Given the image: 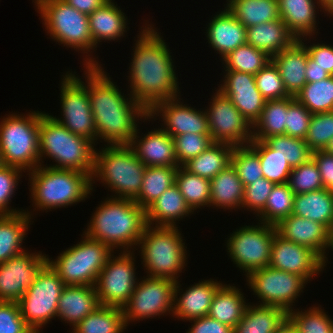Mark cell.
Returning <instances> with one entry per match:
<instances>
[{
	"label": "cell",
	"mask_w": 333,
	"mask_h": 333,
	"mask_svg": "<svg viewBox=\"0 0 333 333\" xmlns=\"http://www.w3.org/2000/svg\"><path fill=\"white\" fill-rule=\"evenodd\" d=\"M210 190V206L213 208H242L244 186L232 164L210 180Z\"/></svg>",
	"instance_id": "d590c367"
},
{
	"label": "cell",
	"mask_w": 333,
	"mask_h": 333,
	"mask_svg": "<svg viewBox=\"0 0 333 333\" xmlns=\"http://www.w3.org/2000/svg\"><path fill=\"white\" fill-rule=\"evenodd\" d=\"M271 60L279 70L287 93L295 97L307 84L305 71L308 61V50L297 40L290 48L275 54Z\"/></svg>",
	"instance_id": "83f0119b"
},
{
	"label": "cell",
	"mask_w": 333,
	"mask_h": 333,
	"mask_svg": "<svg viewBox=\"0 0 333 333\" xmlns=\"http://www.w3.org/2000/svg\"><path fill=\"white\" fill-rule=\"evenodd\" d=\"M87 92L96 126V142L103 139L107 145L129 144L139 120L149 119L148 111L130 94L124 96L102 66H87Z\"/></svg>",
	"instance_id": "7a4b0ae2"
},
{
	"label": "cell",
	"mask_w": 333,
	"mask_h": 333,
	"mask_svg": "<svg viewBox=\"0 0 333 333\" xmlns=\"http://www.w3.org/2000/svg\"><path fill=\"white\" fill-rule=\"evenodd\" d=\"M176 184L165 190L146 208L147 224L178 227L177 221L193 214Z\"/></svg>",
	"instance_id": "f1b7e54d"
},
{
	"label": "cell",
	"mask_w": 333,
	"mask_h": 333,
	"mask_svg": "<svg viewBox=\"0 0 333 333\" xmlns=\"http://www.w3.org/2000/svg\"><path fill=\"white\" fill-rule=\"evenodd\" d=\"M292 214L321 223L333 234V192L323 188L295 194Z\"/></svg>",
	"instance_id": "d6a6232c"
},
{
	"label": "cell",
	"mask_w": 333,
	"mask_h": 333,
	"mask_svg": "<svg viewBox=\"0 0 333 333\" xmlns=\"http://www.w3.org/2000/svg\"><path fill=\"white\" fill-rule=\"evenodd\" d=\"M246 40L247 44L265 52L271 58L297 41L280 18L249 26L246 28Z\"/></svg>",
	"instance_id": "4dcf8cb0"
},
{
	"label": "cell",
	"mask_w": 333,
	"mask_h": 333,
	"mask_svg": "<svg viewBox=\"0 0 333 333\" xmlns=\"http://www.w3.org/2000/svg\"><path fill=\"white\" fill-rule=\"evenodd\" d=\"M253 295L260 299L257 304L282 308L287 313L295 307V301L308 284L300 275L267 266L254 270L246 276ZM294 303V304H293Z\"/></svg>",
	"instance_id": "5bb4252c"
},
{
	"label": "cell",
	"mask_w": 333,
	"mask_h": 333,
	"mask_svg": "<svg viewBox=\"0 0 333 333\" xmlns=\"http://www.w3.org/2000/svg\"><path fill=\"white\" fill-rule=\"evenodd\" d=\"M321 308L315 305L305 312L293 309L288 313V319L299 333H333V320Z\"/></svg>",
	"instance_id": "7dc6e473"
},
{
	"label": "cell",
	"mask_w": 333,
	"mask_h": 333,
	"mask_svg": "<svg viewBox=\"0 0 333 333\" xmlns=\"http://www.w3.org/2000/svg\"><path fill=\"white\" fill-rule=\"evenodd\" d=\"M142 279V280H141ZM128 302L122 307L125 323L173 315L176 282L165 278L141 277Z\"/></svg>",
	"instance_id": "9a60e30c"
},
{
	"label": "cell",
	"mask_w": 333,
	"mask_h": 333,
	"mask_svg": "<svg viewBox=\"0 0 333 333\" xmlns=\"http://www.w3.org/2000/svg\"><path fill=\"white\" fill-rule=\"evenodd\" d=\"M225 7L246 28L280 18L278 0H227Z\"/></svg>",
	"instance_id": "74e56055"
},
{
	"label": "cell",
	"mask_w": 333,
	"mask_h": 333,
	"mask_svg": "<svg viewBox=\"0 0 333 333\" xmlns=\"http://www.w3.org/2000/svg\"><path fill=\"white\" fill-rule=\"evenodd\" d=\"M99 306L95 286L66 285L58 301L57 317L73 328Z\"/></svg>",
	"instance_id": "4316f807"
},
{
	"label": "cell",
	"mask_w": 333,
	"mask_h": 333,
	"mask_svg": "<svg viewBox=\"0 0 333 333\" xmlns=\"http://www.w3.org/2000/svg\"><path fill=\"white\" fill-rule=\"evenodd\" d=\"M312 113L296 99L288 106L286 135L305 139Z\"/></svg>",
	"instance_id": "6f0895ef"
},
{
	"label": "cell",
	"mask_w": 333,
	"mask_h": 333,
	"mask_svg": "<svg viewBox=\"0 0 333 333\" xmlns=\"http://www.w3.org/2000/svg\"><path fill=\"white\" fill-rule=\"evenodd\" d=\"M234 146L214 142L203 153L186 162L183 167L190 173L211 180L231 165Z\"/></svg>",
	"instance_id": "8d00e7d4"
},
{
	"label": "cell",
	"mask_w": 333,
	"mask_h": 333,
	"mask_svg": "<svg viewBox=\"0 0 333 333\" xmlns=\"http://www.w3.org/2000/svg\"><path fill=\"white\" fill-rule=\"evenodd\" d=\"M317 6L324 15L327 13L316 0H278L280 19L297 40L308 37L311 41L310 38L314 39L313 35H317Z\"/></svg>",
	"instance_id": "484cf974"
},
{
	"label": "cell",
	"mask_w": 333,
	"mask_h": 333,
	"mask_svg": "<svg viewBox=\"0 0 333 333\" xmlns=\"http://www.w3.org/2000/svg\"><path fill=\"white\" fill-rule=\"evenodd\" d=\"M178 228L146 226L137 246L148 277L179 280L187 265L188 253Z\"/></svg>",
	"instance_id": "ba28073f"
},
{
	"label": "cell",
	"mask_w": 333,
	"mask_h": 333,
	"mask_svg": "<svg viewBox=\"0 0 333 333\" xmlns=\"http://www.w3.org/2000/svg\"><path fill=\"white\" fill-rule=\"evenodd\" d=\"M181 100L176 97L158 102L148 112L149 119L155 121L156 117L160 115L159 119H163L161 121L164 122L161 128L172 138L186 133L210 135L206 111L204 109L197 110L189 104H184Z\"/></svg>",
	"instance_id": "d6986e66"
},
{
	"label": "cell",
	"mask_w": 333,
	"mask_h": 333,
	"mask_svg": "<svg viewBox=\"0 0 333 333\" xmlns=\"http://www.w3.org/2000/svg\"><path fill=\"white\" fill-rule=\"evenodd\" d=\"M274 185L273 182L262 177L244 186L242 208L258 215L264 209Z\"/></svg>",
	"instance_id": "9f6ffc18"
},
{
	"label": "cell",
	"mask_w": 333,
	"mask_h": 333,
	"mask_svg": "<svg viewBox=\"0 0 333 333\" xmlns=\"http://www.w3.org/2000/svg\"><path fill=\"white\" fill-rule=\"evenodd\" d=\"M33 215L32 211L26 209L24 212L0 215V263L25 251L22 242L33 222Z\"/></svg>",
	"instance_id": "1f68e13d"
},
{
	"label": "cell",
	"mask_w": 333,
	"mask_h": 333,
	"mask_svg": "<svg viewBox=\"0 0 333 333\" xmlns=\"http://www.w3.org/2000/svg\"><path fill=\"white\" fill-rule=\"evenodd\" d=\"M218 90L227 96L238 111L253 126L260 118L266 100L255 84L254 75L225 70Z\"/></svg>",
	"instance_id": "44dd1931"
},
{
	"label": "cell",
	"mask_w": 333,
	"mask_h": 333,
	"mask_svg": "<svg viewBox=\"0 0 333 333\" xmlns=\"http://www.w3.org/2000/svg\"><path fill=\"white\" fill-rule=\"evenodd\" d=\"M307 37L300 38L299 41L308 50L309 56L315 60L316 65L325 69L331 76H333V46L327 43H313L312 45H307L304 42Z\"/></svg>",
	"instance_id": "91938a15"
},
{
	"label": "cell",
	"mask_w": 333,
	"mask_h": 333,
	"mask_svg": "<svg viewBox=\"0 0 333 333\" xmlns=\"http://www.w3.org/2000/svg\"><path fill=\"white\" fill-rule=\"evenodd\" d=\"M175 184L186 203L194 212L201 207H210V180L190 173L183 166L178 167Z\"/></svg>",
	"instance_id": "b9f144b4"
},
{
	"label": "cell",
	"mask_w": 333,
	"mask_h": 333,
	"mask_svg": "<svg viewBox=\"0 0 333 333\" xmlns=\"http://www.w3.org/2000/svg\"><path fill=\"white\" fill-rule=\"evenodd\" d=\"M83 67L85 83L75 75V71L62 75L60 105L63 118L54 117L53 114L50 116L73 134L89 139L96 145V126L87 92V66Z\"/></svg>",
	"instance_id": "7c38bea8"
},
{
	"label": "cell",
	"mask_w": 333,
	"mask_h": 333,
	"mask_svg": "<svg viewBox=\"0 0 333 333\" xmlns=\"http://www.w3.org/2000/svg\"><path fill=\"white\" fill-rule=\"evenodd\" d=\"M179 282L181 281L176 282L174 288L173 315L171 316L173 318L176 316L175 318L182 321L208 316L213 297L223 282L211 278L203 279L189 286L184 292L180 289L182 286Z\"/></svg>",
	"instance_id": "603a6c76"
},
{
	"label": "cell",
	"mask_w": 333,
	"mask_h": 333,
	"mask_svg": "<svg viewBox=\"0 0 333 333\" xmlns=\"http://www.w3.org/2000/svg\"><path fill=\"white\" fill-rule=\"evenodd\" d=\"M82 240L67 248L48 264L65 285L94 286L108 258L114 252L100 241L81 235Z\"/></svg>",
	"instance_id": "30bf717a"
},
{
	"label": "cell",
	"mask_w": 333,
	"mask_h": 333,
	"mask_svg": "<svg viewBox=\"0 0 333 333\" xmlns=\"http://www.w3.org/2000/svg\"><path fill=\"white\" fill-rule=\"evenodd\" d=\"M33 212H48L83 202L92 193L91 176L78 170L39 165L29 171Z\"/></svg>",
	"instance_id": "277c9868"
},
{
	"label": "cell",
	"mask_w": 333,
	"mask_h": 333,
	"mask_svg": "<svg viewBox=\"0 0 333 333\" xmlns=\"http://www.w3.org/2000/svg\"><path fill=\"white\" fill-rule=\"evenodd\" d=\"M333 138V111L312 114L304 139L312 152L324 150Z\"/></svg>",
	"instance_id": "816d5d0a"
},
{
	"label": "cell",
	"mask_w": 333,
	"mask_h": 333,
	"mask_svg": "<svg viewBox=\"0 0 333 333\" xmlns=\"http://www.w3.org/2000/svg\"><path fill=\"white\" fill-rule=\"evenodd\" d=\"M275 333H299L296 327L287 319Z\"/></svg>",
	"instance_id": "03108f58"
},
{
	"label": "cell",
	"mask_w": 333,
	"mask_h": 333,
	"mask_svg": "<svg viewBox=\"0 0 333 333\" xmlns=\"http://www.w3.org/2000/svg\"><path fill=\"white\" fill-rule=\"evenodd\" d=\"M39 141L40 165H44L43 157H49L56 164L48 167L78 170L92 176L96 145L89 139L73 134L48 113L41 111Z\"/></svg>",
	"instance_id": "5b68a950"
},
{
	"label": "cell",
	"mask_w": 333,
	"mask_h": 333,
	"mask_svg": "<svg viewBox=\"0 0 333 333\" xmlns=\"http://www.w3.org/2000/svg\"><path fill=\"white\" fill-rule=\"evenodd\" d=\"M68 5L74 7L79 12L91 14L102 7L109 0H64Z\"/></svg>",
	"instance_id": "be15d7a7"
},
{
	"label": "cell",
	"mask_w": 333,
	"mask_h": 333,
	"mask_svg": "<svg viewBox=\"0 0 333 333\" xmlns=\"http://www.w3.org/2000/svg\"><path fill=\"white\" fill-rule=\"evenodd\" d=\"M65 286L47 264L17 302L21 316L34 333H40L42 327L57 317L58 301Z\"/></svg>",
	"instance_id": "8fae6325"
},
{
	"label": "cell",
	"mask_w": 333,
	"mask_h": 333,
	"mask_svg": "<svg viewBox=\"0 0 333 333\" xmlns=\"http://www.w3.org/2000/svg\"><path fill=\"white\" fill-rule=\"evenodd\" d=\"M0 333H34L21 316L18 303L0 302Z\"/></svg>",
	"instance_id": "680465c9"
},
{
	"label": "cell",
	"mask_w": 333,
	"mask_h": 333,
	"mask_svg": "<svg viewBox=\"0 0 333 333\" xmlns=\"http://www.w3.org/2000/svg\"><path fill=\"white\" fill-rule=\"evenodd\" d=\"M145 169L128 144L105 145L95 152L92 191L95 180H101L100 183L116 194L110 197L135 200L141 190Z\"/></svg>",
	"instance_id": "8992f818"
},
{
	"label": "cell",
	"mask_w": 333,
	"mask_h": 333,
	"mask_svg": "<svg viewBox=\"0 0 333 333\" xmlns=\"http://www.w3.org/2000/svg\"><path fill=\"white\" fill-rule=\"evenodd\" d=\"M127 328L120 307L99 306L74 326V333H123Z\"/></svg>",
	"instance_id": "ab89813d"
},
{
	"label": "cell",
	"mask_w": 333,
	"mask_h": 333,
	"mask_svg": "<svg viewBox=\"0 0 333 333\" xmlns=\"http://www.w3.org/2000/svg\"><path fill=\"white\" fill-rule=\"evenodd\" d=\"M191 328L186 333H234V328L209 316L189 320Z\"/></svg>",
	"instance_id": "6125c7cd"
},
{
	"label": "cell",
	"mask_w": 333,
	"mask_h": 333,
	"mask_svg": "<svg viewBox=\"0 0 333 333\" xmlns=\"http://www.w3.org/2000/svg\"><path fill=\"white\" fill-rule=\"evenodd\" d=\"M176 159L179 166H183L190 159L203 153L214 143L210 135L186 133L173 137Z\"/></svg>",
	"instance_id": "db71d44e"
},
{
	"label": "cell",
	"mask_w": 333,
	"mask_h": 333,
	"mask_svg": "<svg viewBox=\"0 0 333 333\" xmlns=\"http://www.w3.org/2000/svg\"><path fill=\"white\" fill-rule=\"evenodd\" d=\"M327 264L310 248L274 235L269 266L300 275L307 283ZM309 281V282H308Z\"/></svg>",
	"instance_id": "ffe728a7"
},
{
	"label": "cell",
	"mask_w": 333,
	"mask_h": 333,
	"mask_svg": "<svg viewBox=\"0 0 333 333\" xmlns=\"http://www.w3.org/2000/svg\"><path fill=\"white\" fill-rule=\"evenodd\" d=\"M140 30L132 49L128 86L129 94L149 112L158 102L181 94L172 52L163 36L153 24L145 23Z\"/></svg>",
	"instance_id": "6da1fadb"
},
{
	"label": "cell",
	"mask_w": 333,
	"mask_h": 333,
	"mask_svg": "<svg viewBox=\"0 0 333 333\" xmlns=\"http://www.w3.org/2000/svg\"><path fill=\"white\" fill-rule=\"evenodd\" d=\"M23 172L22 169L15 166L3 164L0 166V215H11L25 211L13 209L9 205L15 195L20 178L24 176Z\"/></svg>",
	"instance_id": "11a10c76"
},
{
	"label": "cell",
	"mask_w": 333,
	"mask_h": 333,
	"mask_svg": "<svg viewBox=\"0 0 333 333\" xmlns=\"http://www.w3.org/2000/svg\"><path fill=\"white\" fill-rule=\"evenodd\" d=\"M101 202L83 235L104 243L113 251L118 248L135 251L148 225L146 209L131 199L107 197Z\"/></svg>",
	"instance_id": "3957f363"
},
{
	"label": "cell",
	"mask_w": 333,
	"mask_h": 333,
	"mask_svg": "<svg viewBox=\"0 0 333 333\" xmlns=\"http://www.w3.org/2000/svg\"><path fill=\"white\" fill-rule=\"evenodd\" d=\"M254 78L258 90L266 101L291 97L287 93L279 70L272 60L259 70Z\"/></svg>",
	"instance_id": "f5cc1de1"
},
{
	"label": "cell",
	"mask_w": 333,
	"mask_h": 333,
	"mask_svg": "<svg viewBox=\"0 0 333 333\" xmlns=\"http://www.w3.org/2000/svg\"><path fill=\"white\" fill-rule=\"evenodd\" d=\"M312 158L318 166L323 187L333 192V155L320 150L312 152Z\"/></svg>",
	"instance_id": "94428289"
},
{
	"label": "cell",
	"mask_w": 333,
	"mask_h": 333,
	"mask_svg": "<svg viewBox=\"0 0 333 333\" xmlns=\"http://www.w3.org/2000/svg\"><path fill=\"white\" fill-rule=\"evenodd\" d=\"M319 5L327 12V16H333V0H316Z\"/></svg>",
	"instance_id": "003e7915"
},
{
	"label": "cell",
	"mask_w": 333,
	"mask_h": 333,
	"mask_svg": "<svg viewBox=\"0 0 333 333\" xmlns=\"http://www.w3.org/2000/svg\"><path fill=\"white\" fill-rule=\"evenodd\" d=\"M255 304L248 303L234 333H275L288 319V313L282 308Z\"/></svg>",
	"instance_id": "836d02e7"
},
{
	"label": "cell",
	"mask_w": 333,
	"mask_h": 333,
	"mask_svg": "<svg viewBox=\"0 0 333 333\" xmlns=\"http://www.w3.org/2000/svg\"><path fill=\"white\" fill-rule=\"evenodd\" d=\"M138 133L140 134L139 129L128 145L146 167H180L176 159L174 140L166 131L158 127L148 131L143 137Z\"/></svg>",
	"instance_id": "cb8c5ba5"
},
{
	"label": "cell",
	"mask_w": 333,
	"mask_h": 333,
	"mask_svg": "<svg viewBox=\"0 0 333 333\" xmlns=\"http://www.w3.org/2000/svg\"><path fill=\"white\" fill-rule=\"evenodd\" d=\"M249 145L258 153L264 178L274 184L288 182L292 167L287 159H284L265 141L252 140Z\"/></svg>",
	"instance_id": "ee69618b"
},
{
	"label": "cell",
	"mask_w": 333,
	"mask_h": 333,
	"mask_svg": "<svg viewBox=\"0 0 333 333\" xmlns=\"http://www.w3.org/2000/svg\"><path fill=\"white\" fill-rule=\"evenodd\" d=\"M212 18L206 27L207 42L221 58L247 43L246 27L226 7Z\"/></svg>",
	"instance_id": "d4e9b609"
},
{
	"label": "cell",
	"mask_w": 333,
	"mask_h": 333,
	"mask_svg": "<svg viewBox=\"0 0 333 333\" xmlns=\"http://www.w3.org/2000/svg\"><path fill=\"white\" fill-rule=\"evenodd\" d=\"M221 60L224 70L255 75L270 62L271 57L246 43L229 52Z\"/></svg>",
	"instance_id": "f6af8a7d"
},
{
	"label": "cell",
	"mask_w": 333,
	"mask_h": 333,
	"mask_svg": "<svg viewBox=\"0 0 333 333\" xmlns=\"http://www.w3.org/2000/svg\"><path fill=\"white\" fill-rule=\"evenodd\" d=\"M134 254L120 251L108 258L94 285L101 306L122 308L128 302L138 282Z\"/></svg>",
	"instance_id": "2e32d148"
},
{
	"label": "cell",
	"mask_w": 333,
	"mask_h": 333,
	"mask_svg": "<svg viewBox=\"0 0 333 333\" xmlns=\"http://www.w3.org/2000/svg\"><path fill=\"white\" fill-rule=\"evenodd\" d=\"M240 290L236 286L222 284L213 297L208 316L235 328L248 305L245 294Z\"/></svg>",
	"instance_id": "e575fe53"
},
{
	"label": "cell",
	"mask_w": 333,
	"mask_h": 333,
	"mask_svg": "<svg viewBox=\"0 0 333 333\" xmlns=\"http://www.w3.org/2000/svg\"><path fill=\"white\" fill-rule=\"evenodd\" d=\"M35 9L42 18L46 33L53 41L76 52L88 54L83 57L85 66H102L88 52L95 51L90 32L88 15L79 12L64 0H33ZM66 45V46H65Z\"/></svg>",
	"instance_id": "52a82bcc"
},
{
	"label": "cell",
	"mask_w": 333,
	"mask_h": 333,
	"mask_svg": "<svg viewBox=\"0 0 333 333\" xmlns=\"http://www.w3.org/2000/svg\"><path fill=\"white\" fill-rule=\"evenodd\" d=\"M48 258L40 251L25 250L0 263V302L17 303L48 264Z\"/></svg>",
	"instance_id": "ac0fdd59"
},
{
	"label": "cell",
	"mask_w": 333,
	"mask_h": 333,
	"mask_svg": "<svg viewBox=\"0 0 333 333\" xmlns=\"http://www.w3.org/2000/svg\"><path fill=\"white\" fill-rule=\"evenodd\" d=\"M305 76L307 83H312L328 78L330 74L325 69H322L320 66L316 65L315 60H313L308 54Z\"/></svg>",
	"instance_id": "e7e4bbea"
},
{
	"label": "cell",
	"mask_w": 333,
	"mask_h": 333,
	"mask_svg": "<svg viewBox=\"0 0 333 333\" xmlns=\"http://www.w3.org/2000/svg\"><path fill=\"white\" fill-rule=\"evenodd\" d=\"M295 99L312 114L333 111V76L307 83Z\"/></svg>",
	"instance_id": "7bdbcfd3"
},
{
	"label": "cell",
	"mask_w": 333,
	"mask_h": 333,
	"mask_svg": "<svg viewBox=\"0 0 333 333\" xmlns=\"http://www.w3.org/2000/svg\"><path fill=\"white\" fill-rule=\"evenodd\" d=\"M275 228L279 236L310 248L327 264L326 251L333 250V234L323 224L291 214L280 220Z\"/></svg>",
	"instance_id": "7402d4cb"
},
{
	"label": "cell",
	"mask_w": 333,
	"mask_h": 333,
	"mask_svg": "<svg viewBox=\"0 0 333 333\" xmlns=\"http://www.w3.org/2000/svg\"><path fill=\"white\" fill-rule=\"evenodd\" d=\"M264 141L287 159L292 168L302 165L312 157V151L302 138L282 134L268 137Z\"/></svg>",
	"instance_id": "c3c4849f"
},
{
	"label": "cell",
	"mask_w": 333,
	"mask_h": 333,
	"mask_svg": "<svg viewBox=\"0 0 333 333\" xmlns=\"http://www.w3.org/2000/svg\"><path fill=\"white\" fill-rule=\"evenodd\" d=\"M287 184L294 194H304L324 188L318 166L312 157L302 165L292 168Z\"/></svg>",
	"instance_id": "f907efd6"
},
{
	"label": "cell",
	"mask_w": 333,
	"mask_h": 333,
	"mask_svg": "<svg viewBox=\"0 0 333 333\" xmlns=\"http://www.w3.org/2000/svg\"><path fill=\"white\" fill-rule=\"evenodd\" d=\"M113 1L109 0L102 7L88 15L90 32L96 49L103 40H120L129 29L126 15Z\"/></svg>",
	"instance_id": "f546056e"
},
{
	"label": "cell",
	"mask_w": 333,
	"mask_h": 333,
	"mask_svg": "<svg viewBox=\"0 0 333 333\" xmlns=\"http://www.w3.org/2000/svg\"><path fill=\"white\" fill-rule=\"evenodd\" d=\"M275 233L274 225L258 222L236 229L227 238V253L244 275L269 265Z\"/></svg>",
	"instance_id": "4fadbf2b"
},
{
	"label": "cell",
	"mask_w": 333,
	"mask_h": 333,
	"mask_svg": "<svg viewBox=\"0 0 333 333\" xmlns=\"http://www.w3.org/2000/svg\"><path fill=\"white\" fill-rule=\"evenodd\" d=\"M215 91L209 108L205 109L212 140L234 147L248 145L253 140V126L227 96Z\"/></svg>",
	"instance_id": "e0dca14e"
},
{
	"label": "cell",
	"mask_w": 333,
	"mask_h": 333,
	"mask_svg": "<svg viewBox=\"0 0 333 333\" xmlns=\"http://www.w3.org/2000/svg\"><path fill=\"white\" fill-rule=\"evenodd\" d=\"M294 100L291 96L266 101L260 118L253 125V140L264 141L271 136L286 134L287 109Z\"/></svg>",
	"instance_id": "f35d334b"
},
{
	"label": "cell",
	"mask_w": 333,
	"mask_h": 333,
	"mask_svg": "<svg viewBox=\"0 0 333 333\" xmlns=\"http://www.w3.org/2000/svg\"><path fill=\"white\" fill-rule=\"evenodd\" d=\"M295 194L287 183L275 184L264 209L256 216L259 222L276 225L293 213Z\"/></svg>",
	"instance_id": "bcb514c9"
},
{
	"label": "cell",
	"mask_w": 333,
	"mask_h": 333,
	"mask_svg": "<svg viewBox=\"0 0 333 333\" xmlns=\"http://www.w3.org/2000/svg\"><path fill=\"white\" fill-rule=\"evenodd\" d=\"M0 121V156L3 165L15 166L25 173L40 165V111L10 113Z\"/></svg>",
	"instance_id": "9c48e42d"
},
{
	"label": "cell",
	"mask_w": 333,
	"mask_h": 333,
	"mask_svg": "<svg viewBox=\"0 0 333 333\" xmlns=\"http://www.w3.org/2000/svg\"><path fill=\"white\" fill-rule=\"evenodd\" d=\"M324 151L333 155V138L330 140Z\"/></svg>",
	"instance_id": "a7ac6f4b"
},
{
	"label": "cell",
	"mask_w": 333,
	"mask_h": 333,
	"mask_svg": "<svg viewBox=\"0 0 333 333\" xmlns=\"http://www.w3.org/2000/svg\"><path fill=\"white\" fill-rule=\"evenodd\" d=\"M177 170L178 167L174 166L146 167L141 190L134 201L146 209L165 190L175 184Z\"/></svg>",
	"instance_id": "60d3db41"
},
{
	"label": "cell",
	"mask_w": 333,
	"mask_h": 333,
	"mask_svg": "<svg viewBox=\"0 0 333 333\" xmlns=\"http://www.w3.org/2000/svg\"><path fill=\"white\" fill-rule=\"evenodd\" d=\"M231 164L243 186L263 177L258 153L249 144L234 147Z\"/></svg>",
	"instance_id": "681fc988"
}]
</instances>
